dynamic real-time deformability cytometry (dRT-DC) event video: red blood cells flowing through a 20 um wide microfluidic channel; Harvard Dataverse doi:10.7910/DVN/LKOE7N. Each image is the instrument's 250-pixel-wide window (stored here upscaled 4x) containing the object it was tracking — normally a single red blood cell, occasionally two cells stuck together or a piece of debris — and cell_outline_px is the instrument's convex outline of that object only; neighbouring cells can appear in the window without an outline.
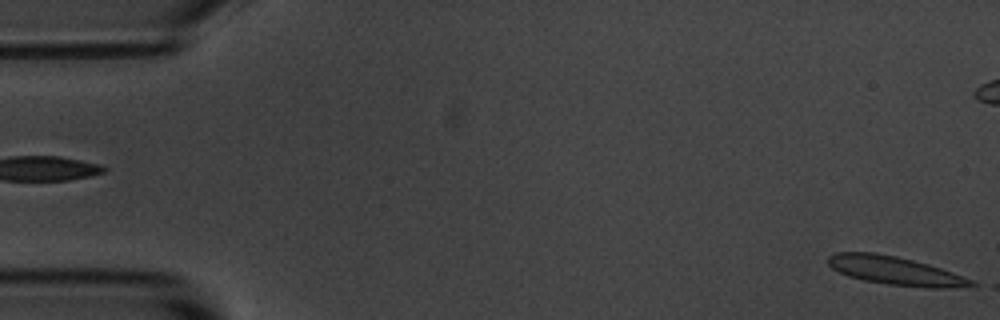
{"species": "common noctule bat (a hibernating species)", "species_latin": "Nyctalus noctula", "temperature_condition": "room temperature", "stored_images_in_passage": 5, "segment_of_instrument_passage": [2, 2], "camera_frame_rate_fps": 3000, "um_per_image_px": 0.085, "animal": {"sex": "male", "body_mass_g": 20.1, "forearm_length_mm": 53.5}, "frame": {"image": 1, "passage_image": 5, "time_ms": 4.667, "image_size_px": [1000, 320], "cell_outline_px": [[984, 284], [948, 288], [932, 288], [888, 284], [864, 280], [848, 276], [832, 268], [828, 264], [828, 256], [836, 252], [876, 252], [896, 256], [928, 264], [976, 280]], "centroid_in_image_um": [76.15, 23.01], "position_along_channel_um": 8.9, "area_um2": 23.81}}